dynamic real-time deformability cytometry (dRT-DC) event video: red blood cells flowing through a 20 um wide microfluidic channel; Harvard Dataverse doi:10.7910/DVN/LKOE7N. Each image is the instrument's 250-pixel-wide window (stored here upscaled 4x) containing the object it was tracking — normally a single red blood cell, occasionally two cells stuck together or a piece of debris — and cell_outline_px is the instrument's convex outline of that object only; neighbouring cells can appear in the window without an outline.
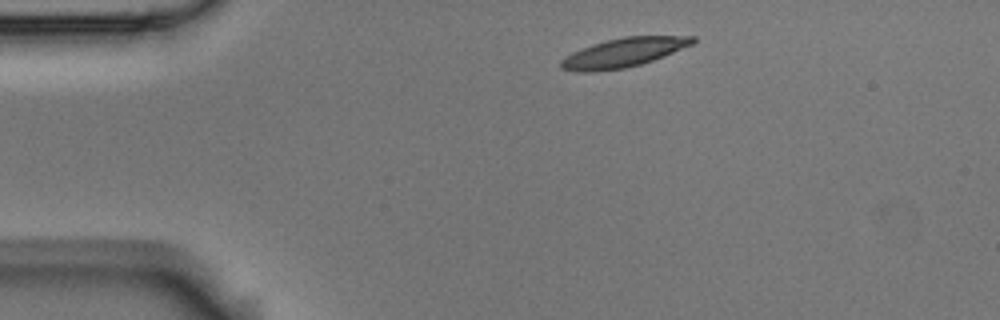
{"species": "Egyptian fruit bat (a non-hibernating species)", "species_latin": "Rousettus aegyptiacus", "temperature_condition": "room temperature", "stored_images_in_passage": 5, "camera_frame_rate_fps": 3000, "um_per_image_px": 0.085, "animal": {"sex": "male"}, "frame": {"image": 1, "passage_image": 1, "time_ms": 0.0, "image_size_px": [1000, 320], "cell_outline_px": [[696, 40], [692, 44], [664, 56], [640, 64], [624, 68], [596, 72], [576, 72], [560, 68], [560, 60], [564, 56], [572, 52], [592, 44], [624, 36], [696, 36]], "centroid_in_image_um": [52.95, 4.48], "position_along_channel_um": 32.0, "area_um2": 22.31}}
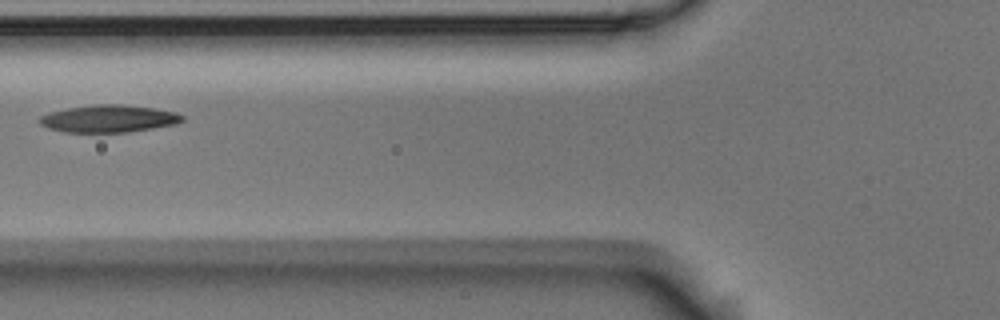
{"frame": {"image": 2, "passage_image": 4, "time_ms": 1.0, "image_size_px": [1000, 320], "cell_outline_px": [[184, 120], [176, 124], [128, 132], [64, 132], [48, 128], [40, 124], [40, 116], [48, 112], [68, 108], [92, 104], [120, 104], [156, 108], [176, 112], [184, 116]], "centroid_in_image_um": [9.25, 10.08], "position_along_channel_um": 116.6, "area_um2": 22.83}}
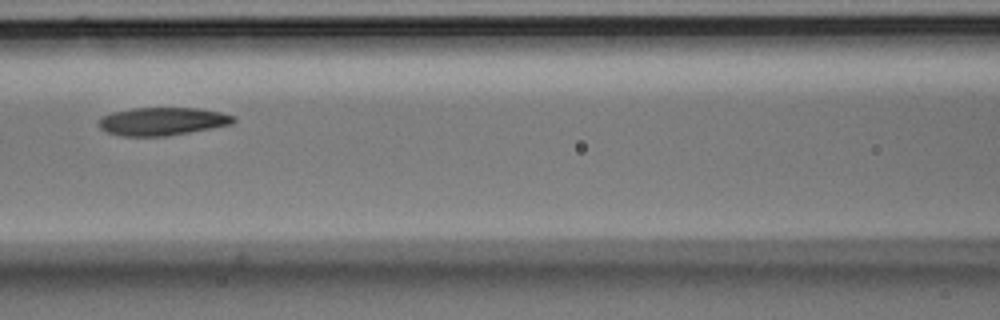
{"frame": {"image": 3, "passage_image": 5, "time_ms": 1.333, "image_size_px": [1000, 320], "cell_outline_px": [[236, 120], [232, 124], [168, 136], [120, 136], [104, 132], [100, 128], [100, 116], [112, 112], [132, 108], [200, 108], [220, 112], [236, 116]], "centroid_in_image_um": [13.79, 10.31], "position_along_channel_um": 152.8, "area_um2": 22.14}}